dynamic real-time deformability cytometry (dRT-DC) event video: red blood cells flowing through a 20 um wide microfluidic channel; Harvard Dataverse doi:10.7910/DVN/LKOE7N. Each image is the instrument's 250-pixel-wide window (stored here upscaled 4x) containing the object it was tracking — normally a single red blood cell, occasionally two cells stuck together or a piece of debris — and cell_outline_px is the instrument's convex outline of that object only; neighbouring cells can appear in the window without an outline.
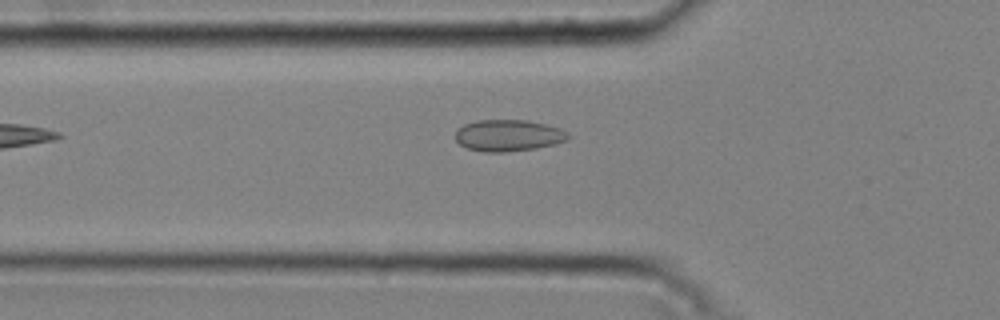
{"species": "common noctule bat (a hibernating species)", "species_latin": "Nyctalus noctula", "temperature_condition": "cold", "stored_images_in_passage": 22, "camera_frame_rate_fps": 3000, "um_per_image_px": 0.085, "animal": {"sex": "male", "body_mass_g": 20.4}, "frame": {"image": 1, "passage_image": 2, "time_ms": 0.333, "image_size_px": [1000, 320], "cell_outline_px": [[572, 136], [568, 140], [556, 144], [536, 148], [504, 152], [484, 152], [468, 148], [460, 144], [456, 140], [456, 132], [464, 124], [476, 120], [528, 120], [560, 128]], "centroid_in_image_um": [43.24, 11.51], "position_along_channel_um": 82.6, "area_um2": 20.75}}
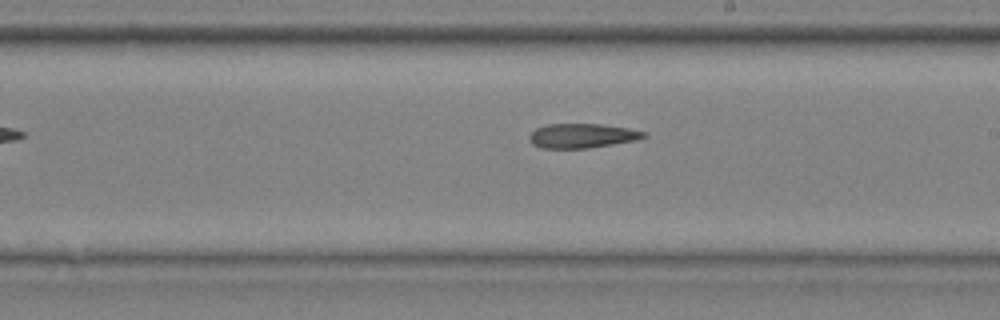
{"frame": {"image": 2, "passage_image": 11, "time_ms": 3.333, "image_size_px": [1000, 320], "cell_outline_px": [[648, 136], [640, 140], [588, 148], [540, 148], [532, 144], [528, 136], [536, 128], [548, 124], [604, 124], [628, 128], [648, 132]], "centroid_in_image_um": [49.54, 11.54], "position_along_channel_um": 239.5, "area_um2": 16.53}}
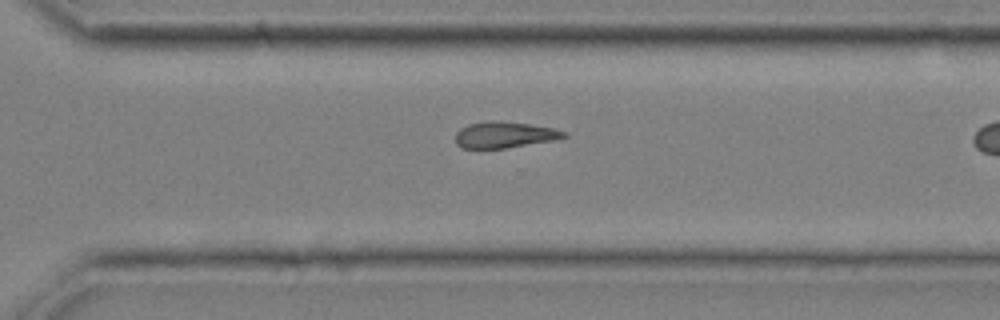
{"frame": {"image": 3, "passage_image": 18, "time_ms": 5.667, "image_size_px": [1000, 320], "cell_outline_px": [[568, 136], [552, 140], [504, 148], [460, 148], [456, 144], [456, 132], [460, 128], [468, 124], [488, 120], [496, 120], [528, 124], [552, 128], [564, 132]], "centroid_in_image_um": [42.8, 11.45], "position_along_channel_um": 327.8, "area_um2": 16.36}}